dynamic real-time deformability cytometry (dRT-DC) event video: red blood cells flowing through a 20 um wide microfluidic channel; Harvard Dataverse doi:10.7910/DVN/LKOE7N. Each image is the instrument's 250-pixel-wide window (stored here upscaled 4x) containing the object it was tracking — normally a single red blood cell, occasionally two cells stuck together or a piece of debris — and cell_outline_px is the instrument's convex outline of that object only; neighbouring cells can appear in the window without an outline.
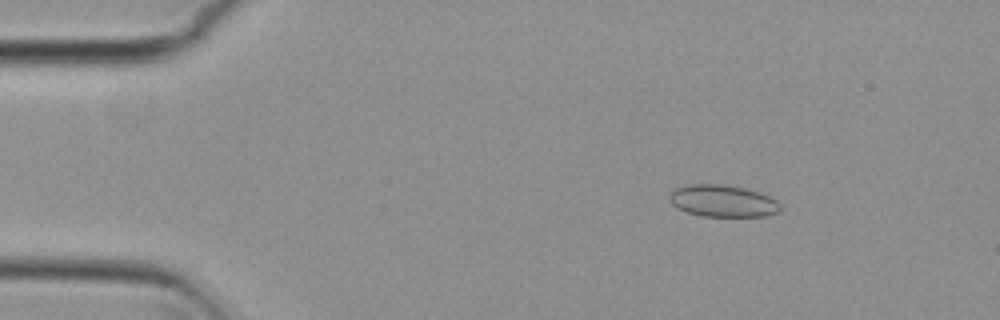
{"species": "common noctule bat (a hibernating species)", "species_latin": "Nyctalus noctula", "temperature_condition": "cold", "stored_images_in_passage": 55, "camera_frame_rate_fps": 3000, "um_per_image_px": 0.085, "animal": {"sex": "female", "body_mass_g": 29.2, "forearm_length_mm": 56.3}, "frame": {"image": 1, "passage_image": 8, "time_ms": 2.333, "image_size_px": [1000, 320], "cell_outline_px": [[780, 208], [776, 212], [764, 216], [700, 216], [688, 212], [672, 204], [668, 200], [668, 196], [676, 188], [688, 184], [724, 184], [744, 188], [760, 192], [776, 200], [780, 204]], "centroid_in_image_um": [61.41, 17.07], "position_along_channel_um": 23.6, "area_um2": 20.52}}
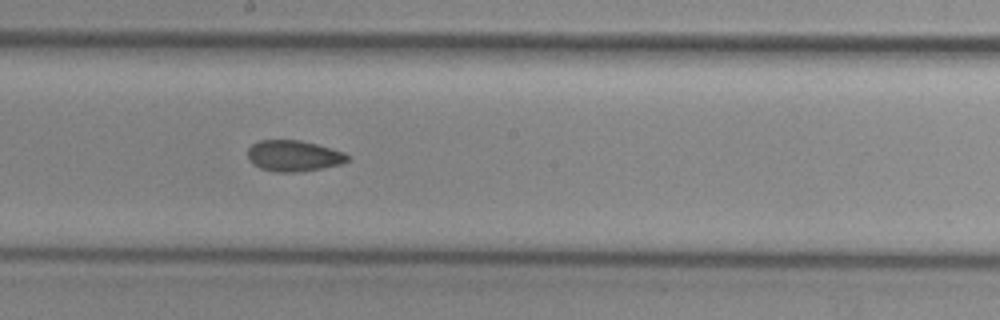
{"frame": {"image": 2, "passage_image": 30, "time_ms": 9.667, "image_size_px": [1000, 320], "cell_outline_px": [[348, 160], [340, 164], [320, 168], [296, 172], [276, 172], [260, 168], [252, 164], [248, 160], [248, 148], [252, 144], [260, 140], [300, 140], [316, 144], [344, 152], [348, 156]], "centroid_in_image_um": [24.91, 13.24], "position_along_channel_um": 223.3, "area_um2": 17.92}}
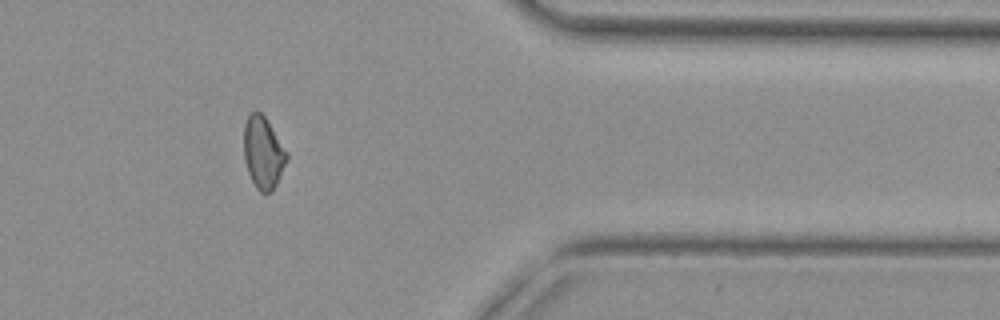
{"frame": {"image": 3, "passage_image": 45, "time_ms": 14.667, "image_size_px": [1000, 320], "cell_outline_px": [[288, 160], [272, 192], [260, 192], [256, 188], [248, 172], [244, 160], [244, 124], [248, 116], [252, 112], [260, 112], [264, 116], [288, 152]], "centroid_in_image_um": [22.37, 12.99], "position_along_channel_um": 389.0, "area_um2": 17.92}, "authors_computed_cell_mechanics": {"area_um2": 18.5538, "velocity_mm_per_s": 3.7427, "shape_relaxation_time_tau1_ms": null, "shape_relaxation_time_tau2_ms": 2.8337, "deformation_change_tau1": null, "deformation_change_tau2": 0.0824}}